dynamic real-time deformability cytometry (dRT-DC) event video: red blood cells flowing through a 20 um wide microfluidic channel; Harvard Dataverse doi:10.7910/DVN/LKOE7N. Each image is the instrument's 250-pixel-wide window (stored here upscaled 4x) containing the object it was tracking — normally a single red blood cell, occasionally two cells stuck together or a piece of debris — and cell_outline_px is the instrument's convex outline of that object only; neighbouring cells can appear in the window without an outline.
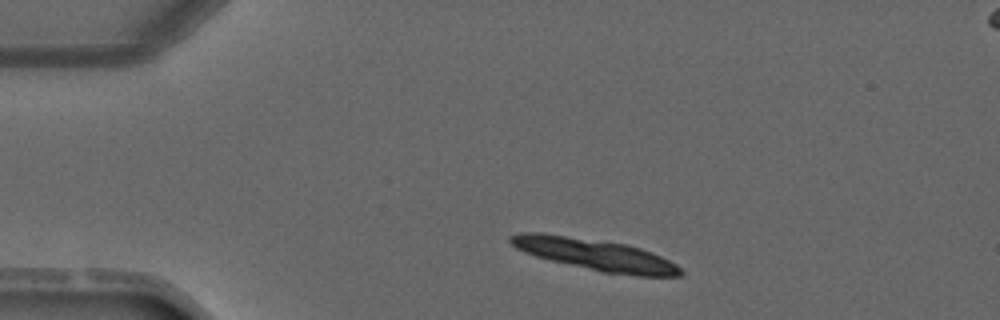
{"species": "common noctule bat (a hibernating species)", "species_latin": "Nyctalus noctula", "temperature_condition": "warm", "stored_images_in_passage": 3, "segment_of_instrument_passage": [1, 2], "camera_frame_rate_fps": 3000, "um_per_image_px": 0.085, "animal": {"sex": "male", "forearm_length_mm": 52.5}, "frame": {"image": 1, "passage_image": 1, "time_ms": 0.0, "image_size_px": [1000, 320], "cell_outline_px": [[684, 272], [680, 276], [636, 276], [604, 272], [552, 260], [536, 256], [524, 252], [516, 248], [508, 240], [508, 236], [520, 232], [540, 232], [624, 244], [640, 248], [652, 252], [676, 264]], "centroid_in_image_um": [50.58, 21.64], "position_along_channel_um": 34.4, "area_um2": 30.75}}